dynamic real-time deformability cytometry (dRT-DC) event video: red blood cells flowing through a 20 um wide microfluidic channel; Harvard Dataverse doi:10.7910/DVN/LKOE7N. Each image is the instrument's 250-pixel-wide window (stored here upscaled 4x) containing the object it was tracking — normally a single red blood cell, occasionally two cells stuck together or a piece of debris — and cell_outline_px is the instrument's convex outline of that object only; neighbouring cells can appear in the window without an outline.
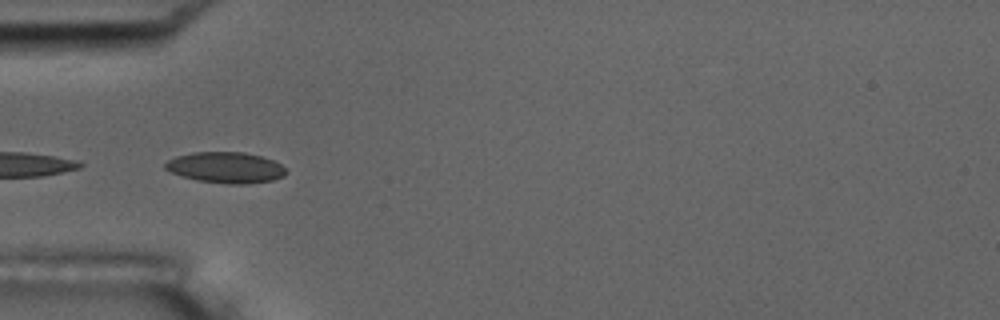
{"species": "common noctule bat (a hibernating species)", "species_latin": "Nyctalus noctula", "temperature_condition": "room temperature", "stored_images_in_passage": 6, "camera_frame_rate_fps": 3000, "um_per_image_px": 0.085, "animal": {"sex": "male", "body_mass_g": 17.5, "forearm_length_mm": 52.3}, "frame": {"image": 1, "passage_image": 4, "time_ms": 1.0, "image_size_px": [1000, 320], "cell_outline_px": [[288, 172], [284, 176], [272, 180], [244, 184], [228, 184], [196, 180], [172, 172], [164, 168], [164, 164], [168, 160], [176, 156], [192, 152], [244, 152], [260, 156], [272, 160], [288, 168]], "centroid_in_image_um": [19.21, 14.24], "position_along_channel_um": 65.8, "area_um2": 21.79}}